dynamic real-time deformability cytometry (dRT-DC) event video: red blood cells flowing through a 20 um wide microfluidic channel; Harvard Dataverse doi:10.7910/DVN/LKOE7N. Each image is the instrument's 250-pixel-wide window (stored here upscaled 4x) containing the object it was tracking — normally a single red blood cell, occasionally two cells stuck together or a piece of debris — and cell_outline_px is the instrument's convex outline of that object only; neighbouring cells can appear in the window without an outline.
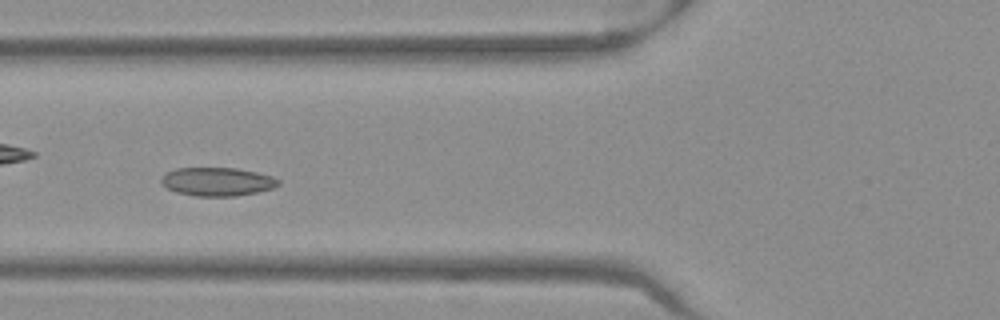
{"species": "Egyptian fruit bat (a non-hibernating species)", "species_latin": "Rousettus aegyptiacus", "temperature_condition": "warm", "stored_images_in_passage": 54, "camera_frame_rate_fps": 3000, "um_per_image_px": 0.085, "frame": {"image": 1, "passage_image": 21, "time_ms": 6.667, "image_size_px": [1000, 320], "cell_outline_px": [[280, 184], [272, 188], [256, 192], [236, 196], [196, 196], [176, 192], [160, 184], [160, 180], [168, 172], [176, 168], [236, 168], [256, 172], [272, 176], [280, 180]], "centroid_in_image_um": [18.47, 15.44], "position_along_channel_um": 107.3, "area_um2": 19.36}}
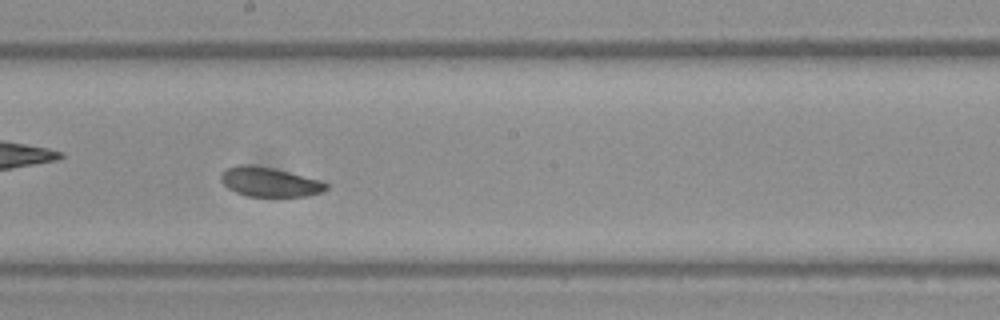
{"frame": {"image": 2, "passage_image": 30, "time_ms": 9.667, "image_size_px": [1000, 320], "cell_outline_px": [[328, 188], [320, 192], [308, 196], [248, 196], [236, 192], [228, 188], [220, 180], [220, 172], [228, 168], [240, 164], [252, 164], [272, 168], [320, 180], [328, 184]], "centroid_in_image_um": [22.88, 15.46], "position_along_channel_um": 225.3, "area_um2": 17.92}}
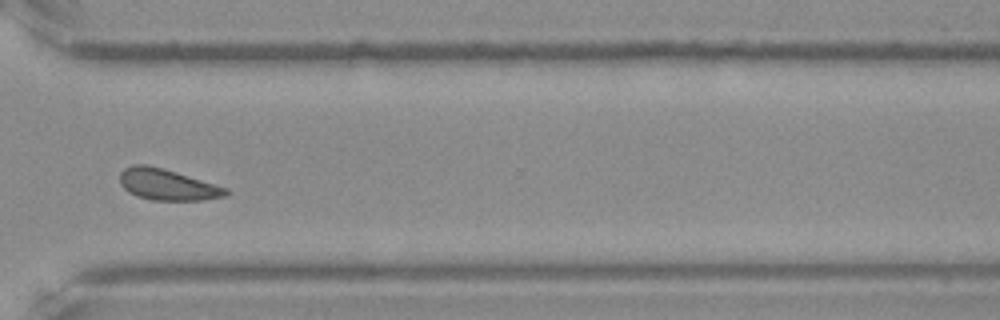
{"frame": {"image": 3, "passage_image": 40, "time_ms": 13.0, "image_size_px": [1000, 320], "cell_outline_px": [[228, 196], [204, 200], [152, 200], [136, 196], [128, 192], [120, 184], [120, 172], [124, 168], [132, 164], [148, 164], [164, 168], [228, 188]], "centroid_in_image_um": [14.21, 15.68], "position_along_channel_um": 356.4, "area_um2": 19.48}, "authors_computed_cell_mechanics": {"area_um2": 19.4208, "velocity_mm_per_s": 3.926, "shape_relaxation_time_tau1_ms": 5.5487, "shape_relaxation_time_tau2_ms": 4.7169, "deformation_change_tau1": 0.0745, "deformation_change_tau2": 0.0989}}